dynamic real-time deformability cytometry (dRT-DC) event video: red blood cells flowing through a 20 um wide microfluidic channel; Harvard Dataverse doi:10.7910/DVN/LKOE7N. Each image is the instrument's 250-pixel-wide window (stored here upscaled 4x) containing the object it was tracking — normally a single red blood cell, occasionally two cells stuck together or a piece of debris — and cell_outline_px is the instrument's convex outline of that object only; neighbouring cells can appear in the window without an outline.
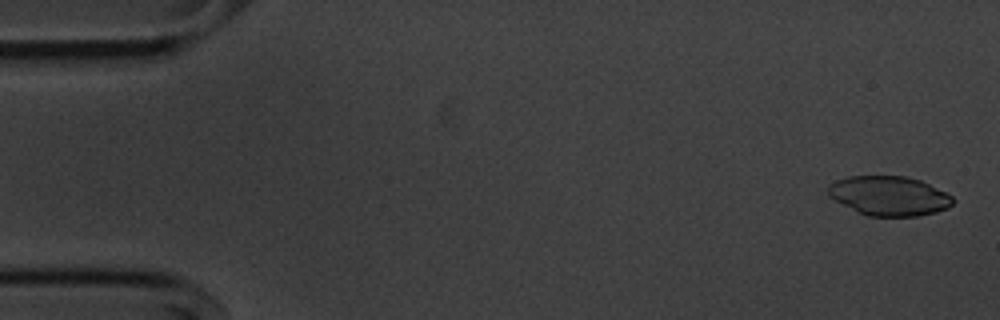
{"species": "common noctule bat (a hibernating species)", "species_latin": "Nyctalus noctula", "temperature_condition": "cold", "stored_images_in_passage": 56, "camera_frame_rate_fps": 3000, "um_per_image_px": 0.085, "animal": {"sex": "male", "body_mass_g": 20.1, "forearm_length_mm": 53.5}, "frame": {"image": 1, "passage_image": 2, "time_ms": 0.333, "image_size_px": [1000, 320], "cell_outline_px": [[952, 204], [948, 208], [936, 212], [916, 216], [868, 216], [828, 196], [828, 188], [836, 180], [848, 176], [904, 176], [920, 180], [952, 196]], "centroid_in_image_um": [75.58, 16.64], "position_along_channel_um": 9.4, "area_um2": 28.21}}
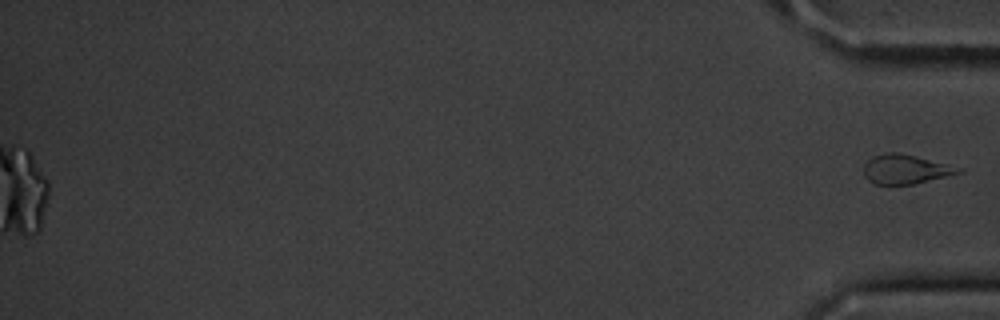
{"frame": {"image": 2, "passage_image": 56, "time_ms": 18.333, "image_size_px": [1000, 320], "cell_outline_px": [[964, 172], [948, 176], [912, 184], [876, 184], [868, 180], [864, 176], [864, 164], [872, 156], [888, 152], [896, 152], [916, 156], [964, 168]], "centroid_in_image_um": [76.99, 14.38], "position_along_channel_um": 358.2, "area_um2": 16.18}}